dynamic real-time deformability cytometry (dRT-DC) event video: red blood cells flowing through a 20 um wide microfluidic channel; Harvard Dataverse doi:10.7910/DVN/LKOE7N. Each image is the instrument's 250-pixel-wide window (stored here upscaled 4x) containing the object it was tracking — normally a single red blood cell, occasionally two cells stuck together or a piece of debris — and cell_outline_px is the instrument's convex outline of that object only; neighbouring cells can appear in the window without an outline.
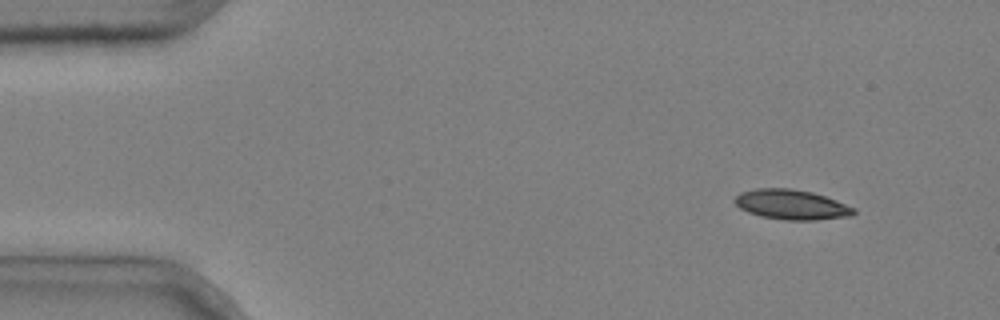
{"species": "common noctule bat (a hibernating species)", "species_latin": "Nyctalus noctula", "temperature_condition": "cold", "stored_images_in_passage": 4, "camera_frame_rate_fps": 3000, "um_per_image_px": 0.085, "animal": {"sex": "male", "body_mass_g": 20.4}, "frame": {"image": 1, "passage_image": 1, "time_ms": 0.0, "image_size_px": [1000, 320], "cell_outline_px": [[856, 212], [852, 216], [816, 220], [784, 220], [760, 216], [748, 212], [740, 208], [732, 200], [740, 192], [756, 188], [788, 188], [812, 192], [836, 200], [856, 208]], "centroid_in_image_um": [67.27, 17.39], "position_along_channel_um": 17.7, "area_um2": 20.87}}
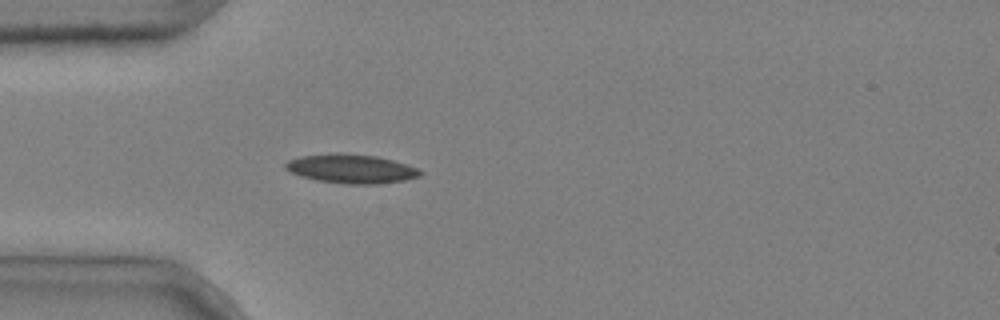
{"frame": {"image": 2, "passage_image": 4, "time_ms": 1.0, "image_size_px": [1000, 320], "cell_outline_px": [[424, 172], [420, 176], [404, 180], [376, 184], [348, 184], [316, 180], [300, 176], [284, 168], [284, 164], [288, 160], [300, 156], [332, 152], [344, 152], [376, 156], [408, 164]], "centroid_in_image_um": [29.83, 14.32], "position_along_channel_um": 55.2, "area_um2": 23.0}}